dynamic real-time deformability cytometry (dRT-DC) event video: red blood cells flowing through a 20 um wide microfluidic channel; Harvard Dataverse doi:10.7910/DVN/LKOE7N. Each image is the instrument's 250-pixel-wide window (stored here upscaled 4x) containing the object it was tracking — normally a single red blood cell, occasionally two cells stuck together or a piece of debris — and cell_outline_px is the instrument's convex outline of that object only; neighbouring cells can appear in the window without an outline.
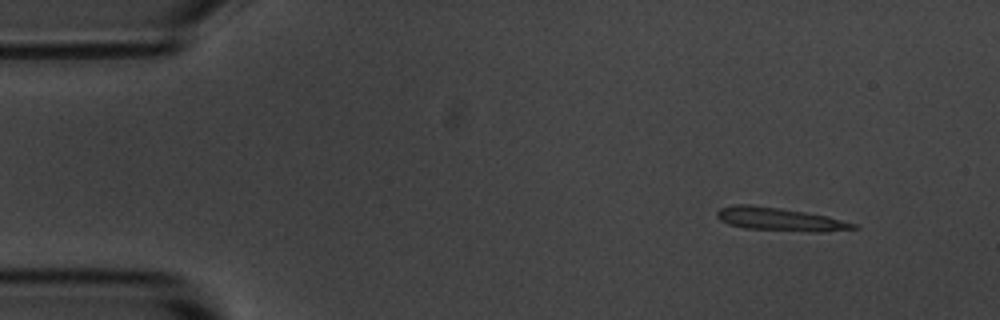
{"species": "common noctule bat (a hibernating species)", "species_latin": "Nyctalus noctula", "temperature_condition": "room temperature", "stored_images_in_passage": 4, "camera_frame_rate_fps": 3000, "um_per_image_px": 0.085, "animal": {"sex": "male", "body_mass_g": 20.1, "forearm_length_mm": 53.5}, "frame": {"image": 1, "passage_image": 1, "time_ms": 0.0, "image_size_px": [1000, 320], "cell_outline_px": [[860, 228], [820, 232], [816, 232], [744, 228], [728, 224], [720, 220], [716, 216], [716, 212], [720, 208], [736, 204], [748, 204], [780, 208], [804, 212], [824, 216], [856, 224]], "centroid_in_image_um": [66.22, 18.63], "position_along_channel_um": 18.8, "area_um2": 18.15}}
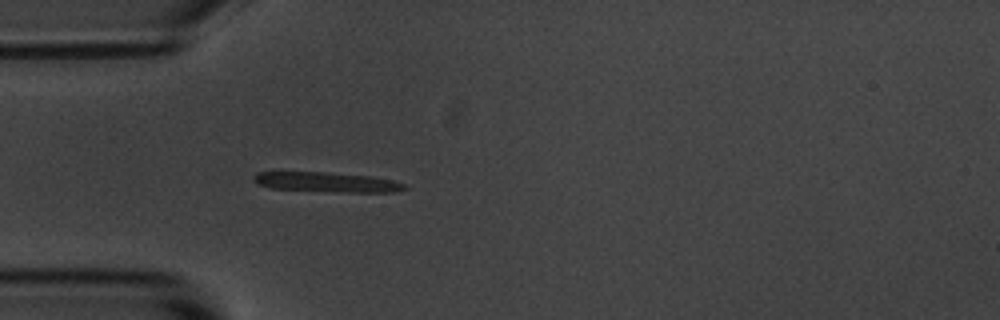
{"frame": {"image": 2, "passage_image": 4, "time_ms": 3.333, "image_size_px": [1000, 320], "cell_outline_px": [[408, 188], [392, 192], [348, 192], [272, 188], [256, 184], [252, 180], [252, 176], [256, 172], [280, 168], [372, 176], [392, 180], [408, 184]], "centroid_in_image_um": [27.61, 15.42], "position_along_channel_um": 57.4, "area_um2": 18.5}}